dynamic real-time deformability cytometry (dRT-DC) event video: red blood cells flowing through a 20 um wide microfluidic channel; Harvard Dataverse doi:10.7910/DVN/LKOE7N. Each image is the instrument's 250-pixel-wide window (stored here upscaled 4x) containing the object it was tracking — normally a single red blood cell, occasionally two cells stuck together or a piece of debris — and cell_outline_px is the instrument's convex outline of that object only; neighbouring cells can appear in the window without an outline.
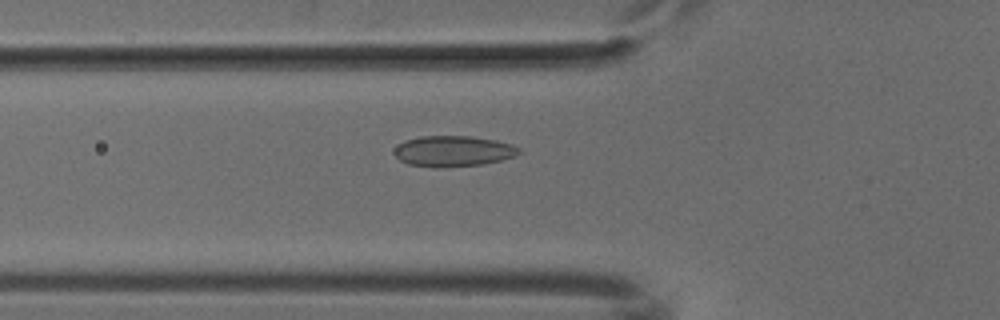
{"species": "common noctule bat (a hibernating species)", "species_latin": "Nyctalus noctula", "temperature_condition": "cold", "stored_images_in_passage": 53, "camera_frame_rate_fps": 3000, "um_per_image_px": 0.085, "animal": {"sex": "male", "body_mass_g": 18.8}, "frame": {"image": 1, "passage_image": 19, "time_ms": 6.0, "image_size_px": [1000, 320], "cell_outline_px": [[524, 152], [516, 156], [484, 164], [444, 168], [432, 168], [408, 164], [400, 160], [396, 156], [396, 148], [404, 140], [420, 136], [472, 136], [496, 140], [512, 144], [520, 148]], "centroid_in_image_um": [38.58, 12.86], "position_along_channel_um": 87.2, "area_um2": 22.66}}
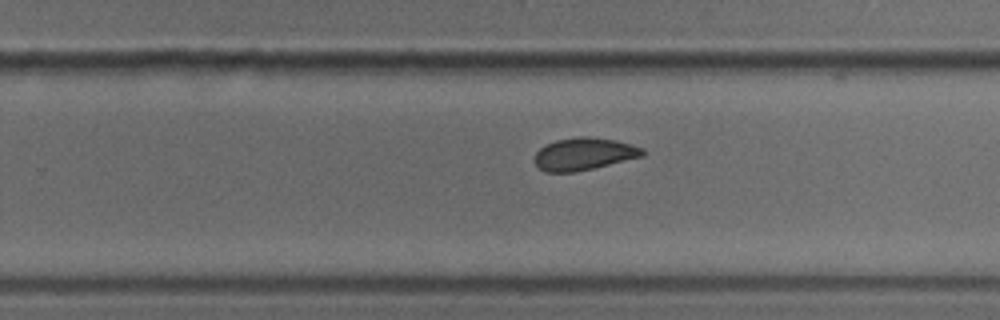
{"frame": {"image": 2, "passage_image": 34, "time_ms": 11.0, "image_size_px": [1000, 320], "cell_outline_px": [[644, 156], [576, 172], [544, 172], [536, 164], [536, 152], [540, 148], [556, 140], [580, 136], [588, 136], [616, 140], [632, 144], [644, 148]], "centroid_in_image_um": [49.67, 13.08], "position_along_channel_um": 280.1, "area_um2": 20.29}}
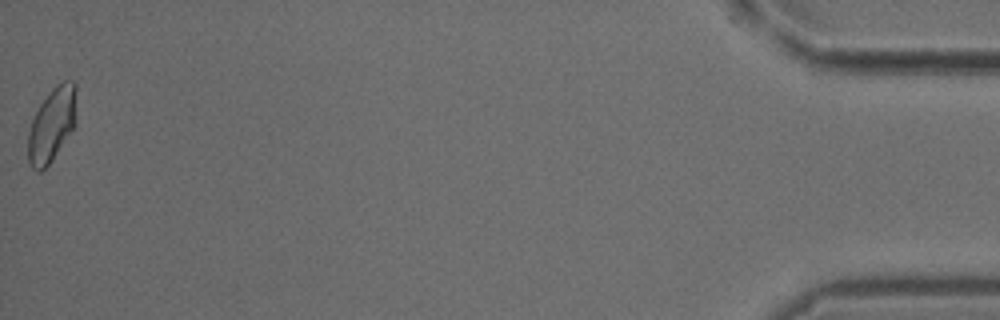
{"frame": {"image": 3, "passage_image": 53, "time_ms": 17.333, "image_size_px": [1000, 320], "cell_outline_px": [[76, 124], [52, 160], [40, 172], [36, 172], [32, 168], [28, 160], [28, 132], [32, 120], [40, 104], [52, 88], [56, 84], [64, 80], [72, 80], [76, 84]], "centroid_in_image_um": [4.42, 10.57], "position_along_channel_um": 430.8, "area_um2": 20.98}}